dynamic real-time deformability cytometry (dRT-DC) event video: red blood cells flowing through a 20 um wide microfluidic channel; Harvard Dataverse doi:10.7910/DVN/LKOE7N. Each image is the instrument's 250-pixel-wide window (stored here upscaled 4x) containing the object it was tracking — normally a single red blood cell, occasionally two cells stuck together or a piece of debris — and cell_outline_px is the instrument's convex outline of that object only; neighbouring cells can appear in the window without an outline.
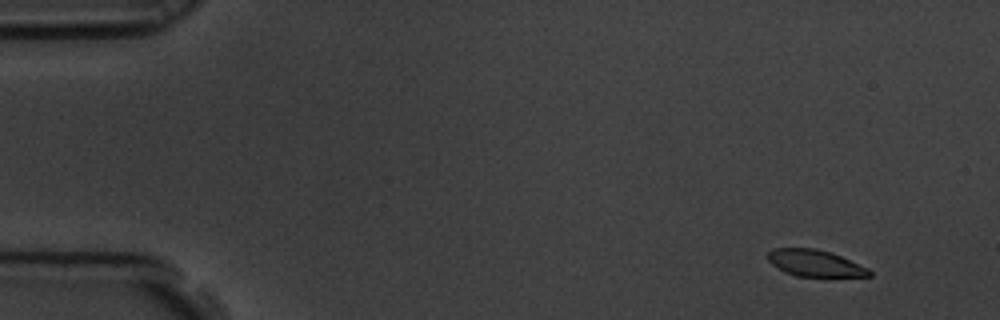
{"species": "common noctule bat (a hibernating species)", "species_latin": "Nyctalus noctula", "temperature_condition": "room temperature", "stored_images_in_passage": 6, "camera_frame_rate_fps": 3000, "um_per_image_px": 0.085, "animal": {"sex": "male", "body_mass_g": 19.5, "forearm_length_mm": 54.6}, "frame": {"image": 1, "passage_image": 1, "time_ms": 0.0, "image_size_px": [1000, 320], "cell_outline_px": [[872, 276], [796, 276], [784, 272], [772, 264], [764, 256], [772, 248], [816, 248], [840, 256], [868, 268], [872, 272]], "centroid_in_image_um": [69.21, 22.36], "position_along_channel_um": 15.8, "area_um2": 15.66}}
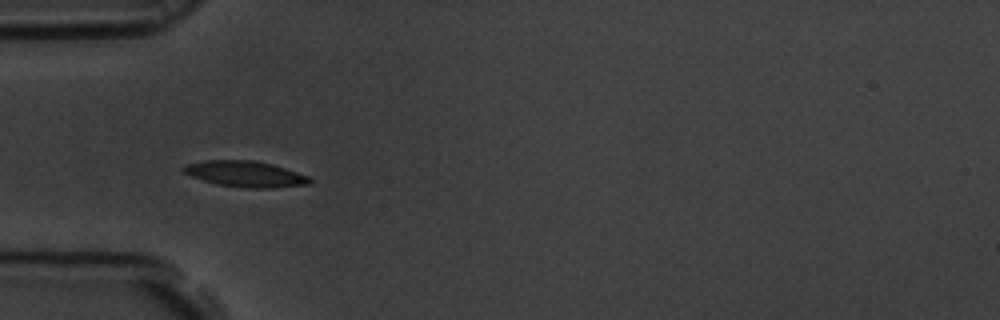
{"frame": {"image": 2, "passage_image": 5, "time_ms": 1.333, "image_size_px": [1000, 320], "cell_outline_px": [[312, 180], [308, 184], [272, 188], [244, 188], [216, 184], [192, 176], [184, 172], [180, 168], [184, 164], [204, 160], [256, 160], [272, 164], [308, 176]], "centroid_in_image_um": [20.81, 14.78], "position_along_channel_um": 64.2, "area_um2": 19.07}}
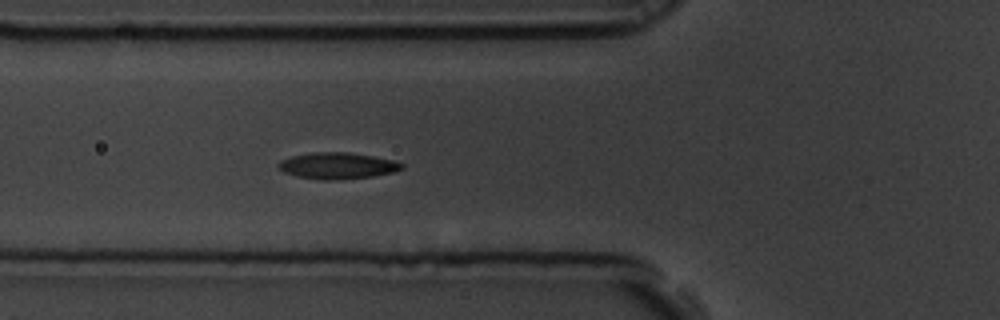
{"frame": {"image": 3, "passage_image": 6, "time_ms": 1.667, "image_size_px": [1000, 320], "cell_outline_px": [[404, 168], [392, 172], [372, 176], [336, 180], [320, 180], [296, 176], [284, 172], [276, 168], [276, 164], [280, 160], [292, 156], [312, 152], [348, 152], [396, 160], [404, 164]], "centroid_in_image_um": [28.65, 14.08], "position_along_channel_um": 97.2, "area_um2": 19.13}}